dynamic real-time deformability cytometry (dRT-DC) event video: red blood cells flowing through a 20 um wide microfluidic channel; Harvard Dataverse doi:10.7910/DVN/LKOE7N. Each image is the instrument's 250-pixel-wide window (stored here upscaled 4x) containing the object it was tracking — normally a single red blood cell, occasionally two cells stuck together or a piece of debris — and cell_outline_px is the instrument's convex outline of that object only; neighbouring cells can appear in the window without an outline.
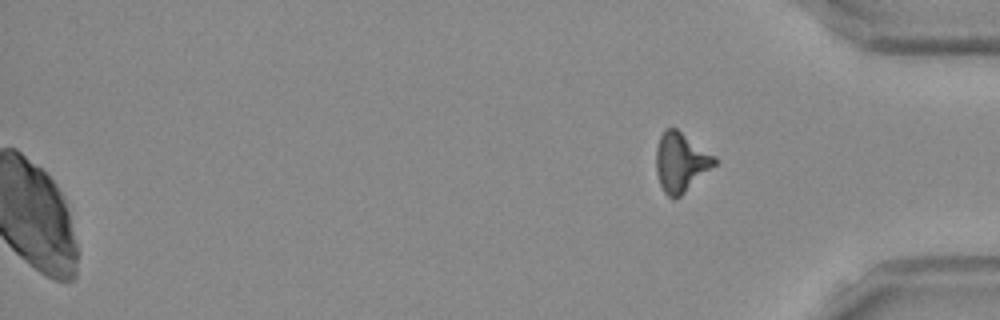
{"species": "Egyptian fruit bat (a non-hibernating species)", "species_latin": "Rousettus aegyptiacus", "temperature_condition": "room temperature", "stored_images_in_passage": 51, "camera_frame_rate_fps": 3000, "um_per_image_px": 0.085, "frame": {"image": 1, "passage_image": 51, "time_ms": 16.667, "image_size_px": [1000, 320], "cell_outline_px": [[716, 164], [680, 196], [672, 200], [664, 192], [660, 184], [656, 172], [656, 148], [660, 136], [664, 128], [676, 128], [716, 156]], "centroid_in_image_um": [57.85, 13.78], "position_along_channel_um": 377.3, "area_um2": 20.11}}